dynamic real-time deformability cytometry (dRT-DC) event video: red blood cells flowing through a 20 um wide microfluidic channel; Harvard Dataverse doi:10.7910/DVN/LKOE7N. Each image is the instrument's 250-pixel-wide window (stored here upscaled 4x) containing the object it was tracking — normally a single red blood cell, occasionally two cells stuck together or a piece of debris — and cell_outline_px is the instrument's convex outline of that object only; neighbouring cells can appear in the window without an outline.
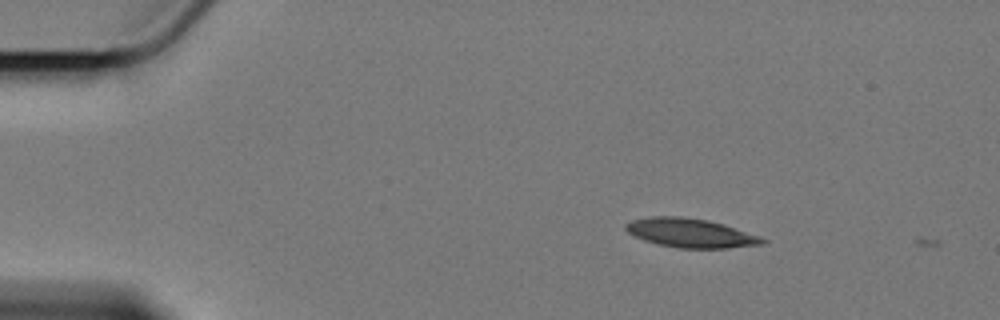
{"species": "Egyptian fruit bat (a non-hibernating species)", "species_latin": "Rousettus aegyptiacus", "temperature_condition": "cold", "stored_images_in_passage": 3, "camera_frame_rate_fps": 3000, "um_per_image_px": 0.085, "animal": {"sex": "female"}, "frame": {"image": 1, "passage_image": 2, "time_ms": 0.333, "image_size_px": [1000, 320], "cell_outline_px": [[768, 240], [764, 244], [728, 248], [680, 248], [660, 244], [644, 240], [628, 232], [624, 228], [624, 224], [632, 220], [648, 216], [680, 216], [708, 220], [724, 224], [760, 236]], "centroid_in_image_um": [58.71, 19.79], "position_along_channel_um": 26.3, "area_um2": 23.12}}